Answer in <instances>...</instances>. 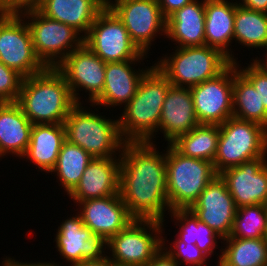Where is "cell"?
<instances>
[{
    "mask_svg": "<svg viewBox=\"0 0 267 266\" xmlns=\"http://www.w3.org/2000/svg\"><path fill=\"white\" fill-rule=\"evenodd\" d=\"M234 40L251 48L267 47V13L244 8L236 2Z\"/></svg>",
    "mask_w": 267,
    "mask_h": 266,
    "instance_id": "cell-30",
    "label": "cell"
},
{
    "mask_svg": "<svg viewBox=\"0 0 267 266\" xmlns=\"http://www.w3.org/2000/svg\"><path fill=\"white\" fill-rule=\"evenodd\" d=\"M228 238H267V207L264 204L237 208Z\"/></svg>",
    "mask_w": 267,
    "mask_h": 266,
    "instance_id": "cell-33",
    "label": "cell"
},
{
    "mask_svg": "<svg viewBox=\"0 0 267 266\" xmlns=\"http://www.w3.org/2000/svg\"><path fill=\"white\" fill-rule=\"evenodd\" d=\"M84 225L95 236L108 241L119 231L124 229L134 218L122 201L120 193L105 198L87 199L78 202Z\"/></svg>",
    "mask_w": 267,
    "mask_h": 266,
    "instance_id": "cell-18",
    "label": "cell"
},
{
    "mask_svg": "<svg viewBox=\"0 0 267 266\" xmlns=\"http://www.w3.org/2000/svg\"><path fill=\"white\" fill-rule=\"evenodd\" d=\"M238 5L263 13H267V0H242Z\"/></svg>",
    "mask_w": 267,
    "mask_h": 266,
    "instance_id": "cell-40",
    "label": "cell"
},
{
    "mask_svg": "<svg viewBox=\"0 0 267 266\" xmlns=\"http://www.w3.org/2000/svg\"><path fill=\"white\" fill-rule=\"evenodd\" d=\"M111 158H93L76 187L68 194L77 204L80 201L105 198L119 193L120 154Z\"/></svg>",
    "mask_w": 267,
    "mask_h": 266,
    "instance_id": "cell-19",
    "label": "cell"
},
{
    "mask_svg": "<svg viewBox=\"0 0 267 266\" xmlns=\"http://www.w3.org/2000/svg\"><path fill=\"white\" fill-rule=\"evenodd\" d=\"M16 103L32 124H63L77 104L64 76L52 67L25 77Z\"/></svg>",
    "mask_w": 267,
    "mask_h": 266,
    "instance_id": "cell-3",
    "label": "cell"
},
{
    "mask_svg": "<svg viewBox=\"0 0 267 266\" xmlns=\"http://www.w3.org/2000/svg\"><path fill=\"white\" fill-rule=\"evenodd\" d=\"M30 30L34 51L46 67L55 68L72 51L83 44L80 33L72 26L43 15L38 9L19 13Z\"/></svg>",
    "mask_w": 267,
    "mask_h": 266,
    "instance_id": "cell-9",
    "label": "cell"
},
{
    "mask_svg": "<svg viewBox=\"0 0 267 266\" xmlns=\"http://www.w3.org/2000/svg\"><path fill=\"white\" fill-rule=\"evenodd\" d=\"M83 43L106 63L146 57L132 42L124 24L107 5L98 13L84 36Z\"/></svg>",
    "mask_w": 267,
    "mask_h": 266,
    "instance_id": "cell-10",
    "label": "cell"
},
{
    "mask_svg": "<svg viewBox=\"0 0 267 266\" xmlns=\"http://www.w3.org/2000/svg\"><path fill=\"white\" fill-rule=\"evenodd\" d=\"M190 91L199 124L221 125L233 117V62L217 77Z\"/></svg>",
    "mask_w": 267,
    "mask_h": 266,
    "instance_id": "cell-13",
    "label": "cell"
},
{
    "mask_svg": "<svg viewBox=\"0 0 267 266\" xmlns=\"http://www.w3.org/2000/svg\"><path fill=\"white\" fill-rule=\"evenodd\" d=\"M55 68L64 76L76 103H81L79 93H77L81 88L89 92V103H92L102 93L106 62L84 43Z\"/></svg>",
    "mask_w": 267,
    "mask_h": 266,
    "instance_id": "cell-14",
    "label": "cell"
},
{
    "mask_svg": "<svg viewBox=\"0 0 267 266\" xmlns=\"http://www.w3.org/2000/svg\"><path fill=\"white\" fill-rule=\"evenodd\" d=\"M33 124L15 103H0V157L14 154L23 158L30 143Z\"/></svg>",
    "mask_w": 267,
    "mask_h": 266,
    "instance_id": "cell-26",
    "label": "cell"
},
{
    "mask_svg": "<svg viewBox=\"0 0 267 266\" xmlns=\"http://www.w3.org/2000/svg\"><path fill=\"white\" fill-rule=\"evenodd\" d=\"M267 128L263 125L235 117L219 125L217 151L213 161L217 174L267 155Z\"/></svg>",
    "mask_w": 267,
    "mask_h": 266,
    "instance_id": "cell-7",
    "label": "cell"
},
{
    "mask_svg": "<svg viewBox=\"0 0 267 266\" xmlns=\"http://www.w3.org/2000/svg\"><path fill=\"white\" fill-rule=\"evenodd\" d=\"M163 225L158 220L134 219L107 241L112 253L108 258L118 266H146L163 248Z\"/></svg>",
    "mask_w": 267,
    "mask_h": 266,
    "instance_id": "cell-8",
    "label": "cell"
},
{
    "mask_svg": "<svg viewBox=\"0 0 267 266\" xmlns=\"http://www.w3.org/2000/svg\"><path fill=\"white\" fill-rule=\"evenodd\" d=\"M42 0H0V13L19 14L26 10L37 9Z\"/></svg>",
    "mask_w": 267,
    "mask_h": 266,
    "instance_id": "cell-37",
    "label": "cell"
},
{
    "mask_svg": "<svg viewBox=\"0 0 267 266\" xmlns=\"http://www.w3.org/2000/svg\"><path fill=\"white\" fill-rule=\"evenodd\" d=\"M143 59H135L121 62H107L105 69V82L102 93L92 102L101 106L126 105L137 92L143 75L150 69L134 70L132 64ZM131 65V66H130ZM125 103V104H124Z\"/></svg>",
    "mask_w": 267,
    "mask_h": 266,
    "instance_id": "cell-21",
    "label": "cell"
},
{
    "mask_svg": "<svg viewBox=\"0 0 267 266\" xmlns=\"http://www.w3.org/2000/svg\"><path fill=\"white\" fill-rule=\"evenodd\" d=\"M189 209L222 239L229 237L237 206L219 174L207 184Z\"/></svg>",
    "mask_w": 267,
    "mask_h": 266,
    "instance_id": "cell-15",
    "label": "cell"
},
{
    "mask_svg": "<svg viewBox=\"0 0 267 266\" xmlns=\"http://www.w3.org/2000/svg\"><path fill=\"white\" fill-rule=\"evenodd\" d=\"M155 144L125 143L120 153L119 193L134 219L164 222L167 198L165 154Z\"/></svg>",
    "mask_w": 267,
    "mask_h": 266,
    "instance_id": "cell-1",
    "label": "cell"
},
{
    "mask_svg": "<svg viewBox=\"0 0 267 266\" xmlns=\"http://www.w3.org/2000/svg\"><path fill=\"white\" fill-rule=\"evenodd\" d=\"M2 265L1 266H60L59 264H56L54 261L53 263H48V262H35V263H32V262H19V261H16L12 258H5L4 261H2Z\"/></svg>",
    "mask_w": 267,
    "mask_h": 266,
    "instance_id": "cell-41",
    "label": "cell"
},
{
    "mask_svg": "<svg viewBox=\"0 0 267 266\" xmlns=\"http://www.w3.org/2000/svg\"><path fill=\"white\" fill-rule=\"evenodd\" d=\"M199 125L190 88L171 86L166 94L158 130L171 144Z\"/></svg>",
    "mask_w": 267,
    "mask_h": 266,
    "instance_id": "cell-20",
    "label": "cell"
},
{
    "mask_svg": "<svg viewBox=\"0 0 267 266\" xmlns=\"http://www.w3.org/2000/svg\"><path fill=\"white\" fill-rule=\"evenodd\" d=\"M159 60L155 65L171 85L184 88L217 77L232 63L220 50L206 45L177 47L174 54Z\"/></svg>",
    "mask_w": 267,
    "mask_h": 266,
    "instance_id": "cell-6",
    "label": "cell"
},
{
    "mask_svg": "<svg viewBox=\"0 0 267 266\" xmlns=\"http://www.w3.org/2000/svg\"><path fill=\"white\" fill-rule=\"evenodd\" d=\"M146 266H179V264L162 248Z\"/></svg>",
    "mask_w": 267,
    "mask_h": 266,
    "instance_id": "cell-39",
    "label": "cell"
},
{
    "mask_svg": "<svg viewBox=\"0 0 267 266\" xmlns=\"http://www.w3.org/2000/svg\"><path fill=\"white\" fill-rule=\"evenodd\" d=\"M238 69L239 64L233 62V117L267 128V110L261 105L259 93Z\"/></svg>",
    "mask_w": 267,
    "mask_h": 266,
    "instance_id": "cell-27",
    "label": "cell"
},
{
    "mask_svg": "<svg viewBox=\"0 0 267 266\" xmlns=\"http://www.w3.org/2000/svg\"><path fill=\"white\" fill-rule=\"evenodd\" d=\"M170 210L189 209L207 184L218 175L212 162L186 157L168 144L165 154Z\"/></svg>",
    "mask_w": 267,
    "mask_h": 266,
    "instance_id": "cell-5",
    "label": "cell"
},
{
    "mask_svg": "<svg viewBox=\"0 0 267 266\" xmlns=\"http://www.w3.org/2000/svg\"><path fill=\"white\" fill-rule=\"evenodd\" d=\"M106 0H42L37 8L43 15L72 26L84 37Z\"/></svg>",
    "mask_w": 267,
    "mask_h": 266,
    "instance_id": "cell-24",
    "label": "cell"
},
{
    "mask_svg": "<svg viewBox=\"0 0 267 266\" xmlns=\"http://www.w3.org/2000/svg\"><path fill=\"white\" fill-rule=\"evenodd\" d=\"M219 138V125L199 124L179 136L171 145L186 157L214 161Z\"/></svg>",
    "mask_w": 267,
    "mask_h": 266,
    "instance_id": "cell-29",
    "label": "cell"
},
{
    "mask_svg": "<svg viewBox=\"0 0 267 266\" xmlns=\"http://www.w3.org/2000/svg\"><path fill=\"white\" fill-rule=\"evenodd\" d=\"M164 240L165 239L163 237V248L177 263L179 262V265L183 262L190 266L206 265L208 257L195 244L185 243L177 237V239L173 242L174 245L169 244L170 247L168 250L167 247H164L166 246Z\"/></svg>",
    "mask_w": 267,
    "mask_h": 266,
    "instance_id": "cell-34",
    "label": "cell"
},
{
    "mask_svg": "<svg viewBox=\"0 0 267 266\" xmlns=\"http://www.w3.org/2000/svg\"><path fill=\"white\" fill-rule=\"evenodd\" d=\"M235 9L236 2L205 0V45L220 50L231 62H236L228 49L234 39Z\"/></svg>",
    "mask_w": 267,
    "mask_h": 266,
    "instance_id": "cell-23",
    "label": "cell"
},
{
    "mask_svg": "<svg viewBox=\"0 0 267 266\" xmlns=\"http://www.w3.org/2000/svg\"><path fill=\"white\" fill-rule=\"evenodd\" d=\"M191 3L166 19V37L179 48L205 45V0Z\"/></svg>",
    "mask_w": 267,
    "mask_h": 266,
    "instance_id": "cell-22",
    "label": "cell"
},
{
    "mask_svg": "<svg viewBox=\"0 0 267 266\" xmlns=\"http://www.w3.org/2000/svg\"><path fill=\"white\" fill-rule=\"evenodd\" d=\"M171 217L180 223L179 234L176 237L188 244H195L207 257L214 253V248L218 247L216 240H223L208 225L198 220L190 209L171 210ZM218 237V239H217Z\"/></svg>",
    "mask_w": 267,
    "mask_h": 266,
    "instance_id": "cell-32",
    "label": "cell"
},
{
    "mask_svg": "<svg viewBox=\"0 0 267 266\" xmlns=\"http://www.w3.org/2000/svg\"><path fill=\"white\" fill-rule=\"evenodd\" d=\"M66 129L63 124H33L30 143L23 158L32 161L38 169L50 173L55 167Z\"/></svg>",
    "mask_w": 267,
    "mask_h": 266,
    "instance_id": "cell-25",
    "label": "cell"
},
{
    "mask_svg": "<svg viewBox=\"0 0 267 266\" xmlns=\"http://www.w3.org/2000/svg\"><path fill=\"white\" fill-rule=\"evenodd\" d=\"M106 5L124 24L132 42L142 53L148 54L156 34L164 32L166 35V19L157 0H106Z\"/></svg>",
    "mask_w": 267,
    "mask_h": 266,
    "instance_id": "cell-12",
    "label": "cell"
},
{
    "mask_svg": "<svg viewBox=\"0 0 267 266\" xmlns=\"http://www.w3.org/2000/svg\"><path fill=\"white\" fill-rule=\"evenodd\" d=\"M113 265L114 264L110 261V259L106 255L102 259L84 260L83 262H81L75 266H113Z\"/></svg>",
    "mask_w": 267,
    "mask_h": 266,
    "instance_id": "cell-42",
    "label": "cell"
},
{
    "mask_svg": "<svg viewBox=\"0 0 267 266\" xmlns=\"http://www.w3.org/2000/svg\"><path fill=\"white\" fill-rule=\"evenodd\" d=\"M266 49V51H267V47L265 48ZM267 56V52H266V55H265V57ZM255 60L257 61V63L258 64H260L265 70H267V57L265 58V62H264V60L262 61V60H257L256 58H255Z\"/></svg>",
    "mask_w": 267,
    "mask_h": 266,
    "instance_id": "cell-43",
    "label": "cell"
},
{
    "mask_svg": "<svg viewBox=\"0 0 267 266\" xmlns=\"http://www.w3.org/2000/svg\"><path fill=\"white\" fill-rule=\"evenodd\" d=\"M82 107V103H77L65 119L66 139L94 158L116 157L126 143L118 119L113 121Z\"/></svg>",
    "mask_w": 267,
    "mask_h": 266,
    "instance_id": "cell-4",
    "label": "cell"
},
{
    "mask_svg": "<svg viewBox=\"0 0 267 266\" xmlns=\"http://www.w3.org/2000/svg\"><path fill=\"white\" fill-rule=\"evenodd\" d=\"M24 77L0 61V103H15L18 100Z\"/></svg>",
    "mask_w": 267,
    "mask_h": 266,
    "instance_id": "cell-35",
    "label": "cell"
},
{
    "mask_svg": "<svg viewBox=\"0 0 267 266\" xmlns=\"http://www.w3.org/2000/svg\"><path fill=\"white\" fill-rule=\"evenodd\" d=\"M266 159L259 157L219 173L237 208L256 204L267 205Z\"/></svg>",
    "mask_w": 267,
    "mask_h": 266,
    "instance_id": "cell-16",
    "label": "cell"
},
{
    "mask_svg": "<svg viewBox=\"0 0 267 266\" xmlns=\"http://www.w3.org/2000/svg\"><path fill=\"white\" fill-rule=\"evenodd\" d=\"M171 86L155 64L143 75L135 96L124 106L125 110L118 119L120 133L126 143L153 144L163 103Z\"/></svg>",
    "mask_w": 267,
    "mask_h": 266,
    "instance_id": "cell-2",
    "label": "cell"
},
{
    "mask_svg": "<svg viewBox=\"0 0 267 266\" xmlns=\"http://www.w3.org/2000/svg\"><path fill=\"white\" fill-rule=\"evenodd\" d=\"M92 157L80 146L70 143L67 139L63 142L55 167L51 170L59 176L60 185L67 195L76 187Z\"/></svg>",
    "mask_w": 267,
    "mask_h": 266,
    "instance_id": "cell-31",
    "label": "cell"
},
{
    "mask_svg": "<svg viewBox=\"0 0 267 266\" xmlns=\"http://www.w3.org/2000/svg\"><path fill=\"white\" fill-rule=\"evenodd\" d=\"M56 233V248L59 254L71 263L70 266H75L84 260L102 259L106 255L104 251L107 248V241L95 236L84 225L79 213L63 221Z\"/></svg>",
    "mask_w": 267,
    "mask_h": 266,
    "instance_id": "cell-17",
    "label": "cell"
},
{
    "mask_svg": "<svg viewBox=\"0 0 267 266\" xmlns=\"http://www.w3.org/2000/svg\"><path fill=\"white\" fill-rule=\"evenodd\" d=\"M238 71L254 86L261 98V105L267 110V70L253 59L250 65Z\"/></svg>",
    "mask_w": 267,
    "mask_h": 266,
    "instance_id": "cell-36",
    "label": "cell"
},
{
    "mask_svg": "<svg viewBox=\"0 0 267 266\" xmlns=\"http://www.w3.org/2000/svg\"><path fill=\"white\" fill-rule=\"evenodd\" d=\"M20 14L0 13V61L24 78L47 67L37 57L30 30Z\"/></svg>",
    "mask_w": 267,
    "mask_h": 266,
    "instance_id": "cell-11",
    "label": "cell"
},
{
    "mask_svg": "<svg viewBox=\"0 0 267 266\" xmlns=\"http://www.w3.org/2000/svg\"><path fill=\"white\" fill-rule=\"evenodd\" d=\"M220 249L222 266H267V238H225Z\"/></svg>",
    "mask_w": 267,
    "mask_h": 266,
    "instance_id": "cell-28",
    "label": "cell"
},
{
    "mask_svg": "<svg viewBox=\"0 0 267 266\" xmlns=\"http://www.w3.org/2000/svg\"><path fill=\"white\" fill-rule=\"evenodd\" d=\"M161 13L167 19L175 11L191 3L193 0H157Z\"/></svg>",
    "mask_w": 267,
    "mask_h": 266,
    "instance_id": "cell-38",
    "label": "cell"
}]
</instances>
